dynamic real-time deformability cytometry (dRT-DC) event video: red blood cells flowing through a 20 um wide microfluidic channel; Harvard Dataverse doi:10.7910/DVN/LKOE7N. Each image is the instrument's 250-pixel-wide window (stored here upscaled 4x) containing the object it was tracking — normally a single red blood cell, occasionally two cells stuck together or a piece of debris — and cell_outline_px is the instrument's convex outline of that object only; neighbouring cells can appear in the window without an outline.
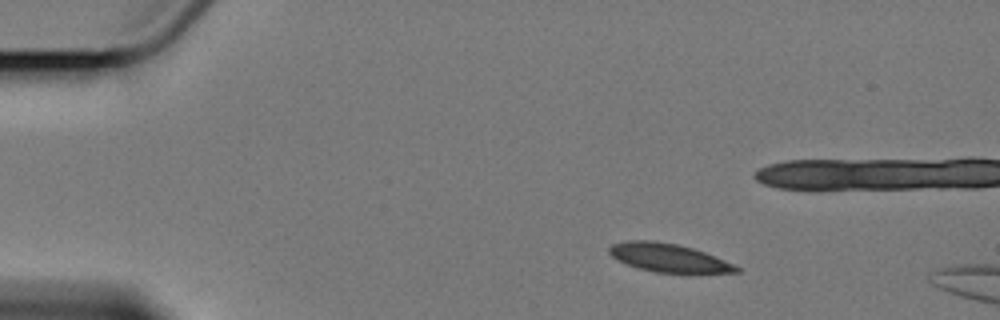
{"species": "Egyptian fruit bat (a non-hibernating species)", "species_latin": "Rousettus aegyptiacus", "temperature_condition": "cold", "stored_images_in_passage": 13, "camera_frame_rate_fps": 3000, "um_per_image_px": 0.085, "animal": {"sex": "female"}, "frame": {"image": 1, "passage_image": 1, "time_ms": 0.0, "image_size_px": [1000, 320], "cell_outline_px": [[740, 272], [656, 272], [640, 268], [616, 260], [608, 252], [608, 248], [612, 244], [624, 240], [652, 240], [676, 244], [692, 248], [704, 252], [724, 260], [740, 268]], "centroid_in_image_um": [56.75, 21.89], "position_along_channel_um": 28.3, "area_um2": 20.63}}
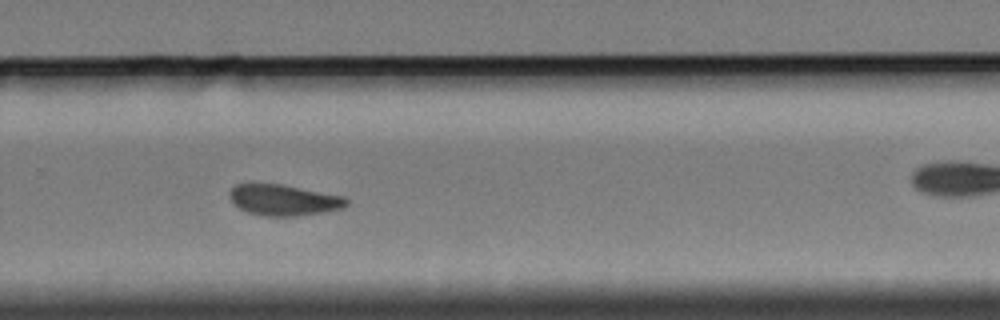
{"frame": {"image": 2, "passage_image": 10, "time_ms": 10.333, "image_size_px": [1000, 320], "cell_outline_px": [[348, 204], [344, 208], [324, 212], [300, 216], [264, 216], [244, 212], [232, 204], [228, 196], [232, 188], [236, 184], [248, 180], [280, 184], [344, 196], [348, 200]], "centroid_in_image_um": [24.02, 16.98], "position_along_channel_um": 305.8, "area_um2": 21.96}}